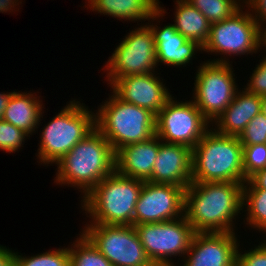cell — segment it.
<instances>
[{
	"label": "cell",
	"instance_id": "10",
	"mask_svg": "<svg viewBox=\"0 0 266 266\" xmlns=\"http://www.w3.org/2000/svg\"><path fill=\"white\" fill-rule=\"evenodd\" d=\"M82 233L113 266H152L134 225L88 224Z\"/></svg>",
	"mask_w": 266,
	"mask_h": 266
},
{
	"label": "cell",
	"instance_id": "4",
	"mask_svg": "<svg viewBox=\"0 0 266 266\" xmlns=\"http://www.w3.org/2000/svg\"><path fill=\"white\" fill-rule=\"evenodd\" d=\"M144 181L114 171L81 201L90 224L134 225V211Z\"/></svg>",
	"mask_w": 266,
	"mask_h": 266
},
{
	"label": "cell",
	"instance_id": "35",
	"mask_svg": "<svg viewBox=\"0 0 266 266\" xmlns=\"http://www.w3.org/2000/svg\"><path fill=\"white\" fill-rule=\"evenodd\" d=\"M20 3L22 4V2H20L19 0H0V12L6 13L10 10L13 12L15 7L18 6Z\"/></svg>",
	"mask_w": 266,
	"mask_h": 266
},
{
	"label": "cell",
	"instance_id": "5",
	"mask_svg": "<svg viewBox=\"0 0 266 266\" xmlns=\"http://www.w3.org/2000/svg\"><path fill=\"white\" fill-rule=\"evenodd\" d=\"M95 113L96 129L107 139L114 152L155 135L156 115L148 109L127 103L114 92Z\"/></svg>",
	"mask_w": 266,
	"mask_h": 266
},
{
	"label": "cell",
	"instance_id": "28",
	"mask_svg": "<svg viewBox=\"0 0 266 266\" xmlns=\"http://www.w3.org/2000/svg\"><path fill=\"white\" fill-rule=\"evenodd\" d=\"M27 137L30 138L23 130L3 119L0 120V149L6 153H13L20 149Z\"/></svg>",
	"mask_w": 266,
	"mask_h": 266
},
{
	"label": "cell",
	"instance_id": "30",
	"mask_svg": "<svg viewBox=\"0 0 266 266\" xmlns=\"http://www.w3.org/2000/svg\"><path fill=\"white\" fill-rule=\"evenodd\" d=\"M259 62L244 87L248 92L262 97L266 95V55Z\"/></svg>",
	"mask_w": 266,
	"mask_h": 266
},
{
	"label": "cell",
	"instance_id": "3",
	"mask_svg": "<svg viewBox=\"0 0 266 266\" xmlns=\"http://www.w3.org/2000/svg\"><path fill=\"white\" fill-rule=\"evenodd\" d=\"M191 180L244 184L243 145L239 138L219 134L211 127L192 149Z\"/></svg>",
	"mask_w": 266,
	"mask_h": 266
},
{
	"label": "cell",
	"instance_id": "27",
	"mask_svg": "<svg viewBox=\"0 0 266 266\" xmlns=\"http://www.w3.org/2000/svg\"><path fill=\"white\" fill-rule=\"evenodd\" d=\"M266 168V143L243 145L244 183L256 171Z\"/></svg>",
	"mask_w": 266,
	"mask_h": 266
},
{
	"label": "cell",
	"instance_id": "23",
	"mask_svg": "<svg viewBox=\"0 0 266 266\" xmlns=\"http://www.w3.org/2000/svg\"><path fill=\"white\" fill-rule=\"evenodd\" d=\"M242 206L248 211L245 224L266 233V190L243 189Z\"/></svg>",
	"mask_w": 266,
	"mask_h": 266
},
{
	"label": "cell",
	"instance_id": "36",
	"mask_svg": "<svg viewBox=\"0 0 266 266\" xmlns=\"http://www.w3.org/2000/svg\"><path fill=\"white\" fill-rule=\"evenodd\" d=\"M13 92L0 93V120L3 119L5 108Z\"/></svg>",
	"mask_w": 266,
	"mask_h": 266
},
{
	"label": "cell",
	"instance_id": "17",
	"mask_svg": "<svg viewBox=\"0 0 266 266\" xmlns=\"http://www.w3.org/2000/svg\"><path fill=\"white\" fill-rule=\"evenodd\" d=\"M160 138L155 134L150 139L127 145L115 152V171L125 177L148 181L158 155Z\"/></svg>",
	"mask_w": 266,
	"mask_h": 266
},
{
	"label": "cell",
	"instance_id": "33",
	"mask_svg": "<svg viewBox=\"0 0 266 266\" xmlns=\"http://www.w3.org/2000/svg\"><path fill=\"white\" fill-rule=\"evenodd\" d=\"M247 184V185H246ZM243 189L266 190V168L256 171L244 183Z\"/></svg>",
	"mask_w": 266,
	"mask_h": 266
},
{
	"label": "cell",
	"instance_id": "24",
	"mask_svg": "<svg viewBox=\"0 0 266 266\" xmlns=\"http://www.w3.org/2000/svg\"><path fill=\"white\" fill-rule=\"evenodd\" d=\"M69 247L70 266H113L83 234Z\"/></svg>",
	"mask_w": 266,
	"mask_h": 266
},
{
	"label": "cell",
	"instance_id": "7",
	"mask_svg": "<svg viewBox=\"0 0 266 266\" xmlns=\"http://www.w3.org/2000/svg\"><path fill=\"white\" fill-rule=\"evenodd\" d=\"M245 5L225 20L211 24L209 39L203 46L205 52L226 55L209 62L230 63L228 56L253 54L265 47V33L253 19L250 11L242 9ZM228 55V56H227Z\"/></svg>",
	"mask_w": 266,
	"mask_h": 266
},
{
	"label": "cell",
	"instance_id": "20",
	"mask_svg": "<svg viewBox=\"0 0 266 266\" xmlns=\"http://www.w3.org/2000/svg\"><path fill=\"white\" fill-rule=\"evenodd\" d=\"M88 3L87 8L92 11L119 18L121 21H158V18L167 13L160 7L159 0H88Z\"/></svg>",
	"mask_w": 266,
	"mask_h": 266
},
{
	"label": "cell",
	"instance_id": "32",
	"mask_svg": "<svg viewBox=\"0 0 266 266\" xmlns=\"http://www.w3.org/2000/svg\"><path fill=\"white\" fill-rule=\"evenodd\" d=\"M243 4H246L248 11L251 8L252 13L250 12V14L266 34V28L262 25L266 24V0H246Z\"/></svg>",
	"mask_w": 266,
	"mask_h": 266
},
{
	"label": "cell",
	"instance_id": "15",
	"mask_svg": "<svg viewBox=\"0 0 266 266\" xmlns=\"http://www.w3.org/2000/svg\"><path fill=\"white\" fill-rule=\"evenodd\" d=\"M156 73L124 76L112 86L113 92L123 101L148 109L155 115L172 97Z\"/></svg>",
	"mask_w": 266,
	"mask_h": 266
},
{
	"label": "cell",
	"instance_id": "22",
	"mask_svg": "<svg viewBox=\"0 0 266 266\" xmlns=\"http://www.w3.org/2000/svg\"><path fill=\"white\" fill-rule=\"evenodd\" d=\"M175 20L176 31L187 40H192L202 47L209 39L211 23L194 6L186 0H176Z\"/></svg>",
	"mask_w": 266,
	"mask_h": 266
},
{
	"label": "cell",
	"instance_id": "25",
	"mask_svg": "<svg viewBox=\"0 0 266 266\" xmlns=\"http://www.w3.org/2000/svg\"><path fill=\"white\" fill-rule=\"evenodd\" d=\"M198 9L211 24L231 17L240 8L241 0H186ZM239 1V2H238Z\"/></svg>",
	"mask_w": 266,
	"mask_h": 266
},
{
	"label": "cell",
	"instance_id": "19",
	"mask_svg": "<svg viewBox=\"0 0 266 266\" xmlns=\"http://www.w3.org/2000/svg\"><path fill=\"white\" fill-rule=\"evenodd\" d=\"M262 97L245 88L237 91L228 107L214 121V130L225 136L239 137L247 124L261 112Z\"/></svg>",
	"mask_w": 266,
	"mask_h": 266
},
{
	"label": "cell",
	"instance_id": "1",
	"mask_svg": "<svg viewBox=\"0 0 266 266\" xmlns=\"http://www.w3.org/2000/svg\"><path fill=\"white\" fill-rule=\"evenodd\" d=\"M243 185L235 182L191 183L184 194V217L195 233L235 232L243 209Z\"/></svg>",
	"mask_w": 266,
	"mask_h": 266
},
{
	"label": "cell",
	"instance_id": "31",
	"mask_svg": "<svg viewBox=\"0 0 266 266\" xmlns=\"http://www.w3.org/2000/svg\"><path fill=\"white\" fill-rule=\"evenodd\" d=\"M237 266H266V240L244 254L238 249Z\"/></svg>",
	"mask_w": 266,
	"mask_h": 266
},
{
	"label": "cell",
	"instance_id": "9",
	"mask_svg": "<svg viewBox=\"0 0 266 266\" xmlns=\"http://www.w3.org/2000/svg\"><path fill=\"white\" fill-rule=\"evenodd\" d=\"M156 45L151 29L145 24L130 31L115 48L105 65L111 87L124 76L155 73Z\"/></svg>",
	"mask_w": 266,
	"mask_h": 266
},
{
	"label": "cell",
	"instance_id": "29",
	"mask_svg": "<svg viewBox=\"0 0 266 266\" xmlns=\"http://www.w3.org/2000/svg\"><path fill=\"white\" fill-rule=\"evenodd\" d=\"M242 145L266 143V116L260 112L245 127L239 135Z\"/></svg>",
	"mask_w": 266,
	"mask_h": 266
},
{
	"label": "cell",
	"instance_id": "21",
	"mask_svg": "<svg viewBox=\"0 0 266 266\" xmlns=\"http://www.w3.org/2000/svg\"><path fill=\"white\" fill-rule=\"evenodd\" d=\"M31 92H13L5 108L3 120L23 130L29 136L39 128L42 108L41 100ZM38 125V126H37Z\"/></svg>",
	"mask_w": 266,
	"mask_h": 266
},
{
	"label": "cell",
	"instance_id": "16",
	"mask_svg": "<svg viewBox=\"0 0 266 266\" xmlns=\"http://www.w3.org/2000/svg\"><path fill=\"white\" fill-rule=\"evenodd\" d=\"M192 148L162 142L148 182L187 188L191 180Z\"/></svg>",
	"mask_w": 266,
	"mask_h": 266
},
{
	"label": "cell",
	"instance_id": "14",
	"mask_svg": "<svg viewBox=\"0 0 266 266\" xmlns=\"http://www.w3.org/2000/svg\"><path fill=\"white\" fill-rule=\"evenodd\" d=\"M239 246L235 232L195 233L183 266H237Z\"/></svg>",
	"mask_w": 266,
	"mask_h": 266
},
{
	"label": "cell",
	"instance_id": "13",
	"mask_svg": "<svg viewBox=\"0 0 266 266\" xmlns=\"http://www.w3.org/2000/svg\"><path fill=\"white\" fill-rule=\"evenodd\" d=\"M185 187L145 181L134 211V225L171 221L184 216Z\"/></svg>",
	"mask_w": 266,
	"mask_h": 266
},
{
	"label": "cell",
	"instance_id": "37",
	"mask_svg": "<svg viewBox=\"0 0 266 266\" xmlns=\"http://www.w3.org/2000/svg\"><path fill=\"white\" fill-rule=\"evenodd\" d=\"M261 112L266 116V95L262 96Z\"/></svg>",
	"mask_w": 266,
	"mask_h": 266
},
{
	"label": "cell",
	"instance_id": "11",
	"mask_svg": "<svg viewBox=\"0 0 266 266\" xmlns=\"http://www.w3.org/2000/svg\"><path fill=\"white\" fill-rule=\"evenodd\" d=\"M230 63L204 62L198 67L193 102L213 124L238 91Z\"/></svg>",
	"mask_w": 266,
	"mask_h": 266
},
{
	"label": "cell",
	"instance_id": "6",
	"mask_svg": "<svg viewBox=\"0 0 266 266\" xmlns=\"http://www.w3.org/2000/svg\"><path fill=\"white\" fill-rule=\"evenodd\" d=\"M95 126V113L80 101H70L43 128L37 157L41 164L57 163Z\"/></svg>",
	"mask_w": 266,
	"mask_h": 266
},
{
	"label": "cell",
	"instance_id": "2",
	"mask_svg": "<svg viewBox=\"0 0 266 266\" xmlns=\"http://www.w3.org/2000/svg\"><path fill=\"white\" fill-rule=\"evenodd\" d=\"M55 182L79 188L84 198L115 171V152L95 128L57 163Z\"/></svg>",
	"mask_w": 266,
	"mask_h": 266
},
{
	"label": "cell",
	"instance_id": "26",
	"mask_svg": "<svg viewBox=\"0 0 266 266\" xmlns=\"http://www.w3.org/2000/svg\"><path fill=\"white\" fill-rule=\"evenodd\" d=\"M14 252L15 266H70L69 248H58L38 255L22 256Z\"/></svg>",
	"mask_w": 266,
	"mask_h": 266
},
{
	"label": "cell",
	"instance_id": "8",
	"mask_svg": "<svg viewBox=\"0 0 266 266\" xmlns=\"http://www.w3.org/2000/svg\"><path fill=\"white\" fill-rule=\"evenodd\" d=\"M134 227L148 258L158 266H176L171 257L184 258L195 234L184 216L171 221L139 224Z\"/></svg>",
	"mask_w": 266,
	"mask_h": 266
},
{
	"label": "cell",
	"instance_id": "18",
	"mask_svg": "<svg viewBox=\"0 0 266 266\" xmlns=\"http://www.w3.org/2000/svg\"><path fill=\"white\" fill-rule=\"evenodd\" d=\"M152 31L156 45V61L167 66H186L198 50L202 52L203 47L195 41L187 40L176 31L173 24L159 27L153 23L146 24Z\"/></svg>",
	"mask_w": 266,
	"mask_h": 266
},
{
	"label": "cell",
	"instance_id": "12",
	"mask_svg": "<svg viewBox=\"0 0 266 266\" xmlns=\"http://www.w3.org/2000/svg\"><path fill=\"white\" fill-rule=\"evenodd\" d=\"M171 97L156 115L155 134L161 141L194 148L210 130V121L193 100L178 102ZM210 123V124H209Z\"/></svg>",
	"mask_w": 266,
	"mask_h": 266
},
{
	"label": "cell",
	"instance_id": "34",
	"mask_svg": "<svg viewBox=\"0 0 266 266\" xmlns=\"http://www.w3.org/2000/svg\"><path fill=\"white\" fill-rule=\"evenodd\" d=\"M0 266H15L14 251L0 245Z\"/></svg>",
	"mask_w": 266,
	"mask_h": 266
}]
</instances>
